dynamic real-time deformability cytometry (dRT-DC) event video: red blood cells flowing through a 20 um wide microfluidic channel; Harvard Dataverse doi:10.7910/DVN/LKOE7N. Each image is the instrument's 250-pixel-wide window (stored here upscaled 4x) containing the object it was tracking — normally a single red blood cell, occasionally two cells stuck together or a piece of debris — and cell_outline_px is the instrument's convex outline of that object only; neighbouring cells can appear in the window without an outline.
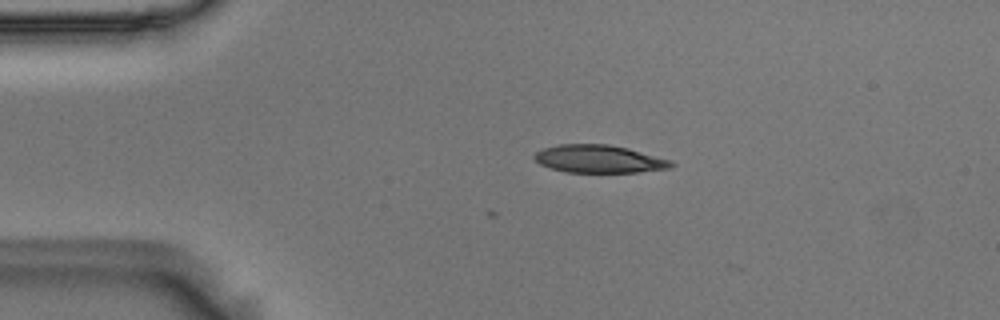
{"species": "Egyptian fruit bat (a non-hibernating species)", "species_latin": "Rousettus aegyptiacus", "temperature_condition": "room temperature", "stored_images_in_passage": 4, "camera_frame_rate_fps": 3000, "um_per_image_px": 0.085, "animal": {"sex": "male"}, "frame": {"image": 1, "passage_image": 1, "time_ms": 0.0, "image_size_px": [1000, 320], "cell_outline_px": [[676, 164], [668, 168], [636, 172], [568, 172], [552, 168], [540, 164], [532, 156], [536, 152], [544, 148], [560, 144], [608, 144], [628, 148], [672, 160]], "centroid_in_image_um": [50.93, 13.5], "position_along_channel_um": 34.1, "area_um2": 22.02}}